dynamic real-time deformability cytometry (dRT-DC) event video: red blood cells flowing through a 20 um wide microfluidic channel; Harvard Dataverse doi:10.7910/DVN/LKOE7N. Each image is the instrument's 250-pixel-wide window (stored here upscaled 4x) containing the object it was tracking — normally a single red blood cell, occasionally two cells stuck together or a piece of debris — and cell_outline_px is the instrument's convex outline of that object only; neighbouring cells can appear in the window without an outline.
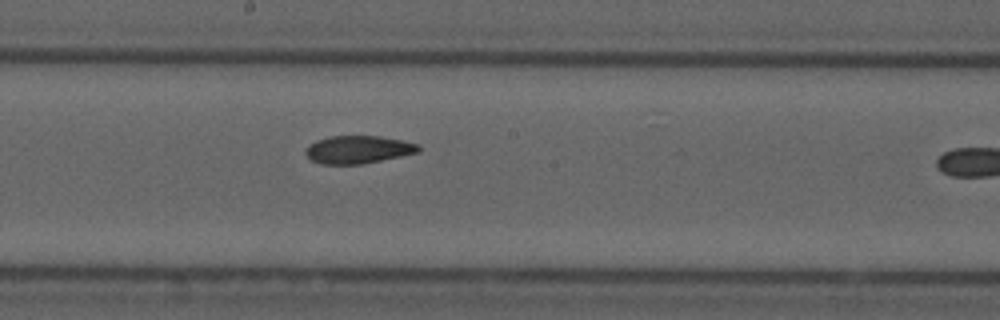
{"species": "common noctule bat (a hibernating species)", "species_latin": "Nyctalus noctula", "temperature_condition": "cold", "stored_images_in_passage": 10, "camera_frame_rate_fps": 3000, "um_per_image_px": 0.085, "animal": {"sex": "male", "forearm_length_mm": 52.5}, "frame": {"image": 1, "passage_image": 9, "time_ms": 10.0, "image_size_px": [1000, 320], "cell_outline_px": [[420, 152], [360, 164], [320, 164], [312, 160], [304, 152], [308, 144], [316, 140], [328, 136], [380, 136], [420, 144]], "centroid_in_image_um": [30.42, 12.7], "position_along_channel_um": 217.8, "area_um2": 18.26}}